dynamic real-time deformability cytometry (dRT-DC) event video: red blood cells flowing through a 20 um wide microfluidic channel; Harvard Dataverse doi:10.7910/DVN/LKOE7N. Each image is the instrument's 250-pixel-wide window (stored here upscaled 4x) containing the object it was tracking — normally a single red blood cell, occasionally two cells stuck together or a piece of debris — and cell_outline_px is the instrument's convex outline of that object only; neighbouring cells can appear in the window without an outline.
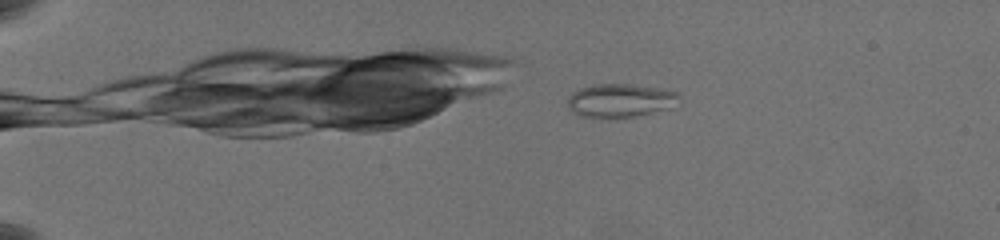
{"species": "common noctule bat (a hibernating species)", "species_latin": "Nyctalus noctula", "temperature_condition": "warm", "stored_images_in_passage": 59, "camera_frame_rate_fps": 3000, "um_per_image_px": 0.085, "animal": {"sex": "female", "body_mass_g": 19.5, "forearm_length_mm": 54.1}, "frame": {"image": 1, "passage_image": 11, "time_ms": 3.333, "image_size_px": [1000, 240], "cell_outline_px": [[680, 96], [668, 108], [636, 116], [608, 120], [580, 116], [568, 108], [568, 100], [572, 92], [580, 88], [596, 84], [628, 84], [656, 88], [676, 92]], "centroid_in_image_um": [52.63, 8.57], "position_along_channel_um": 32.4, "area_um2": 21.73}}
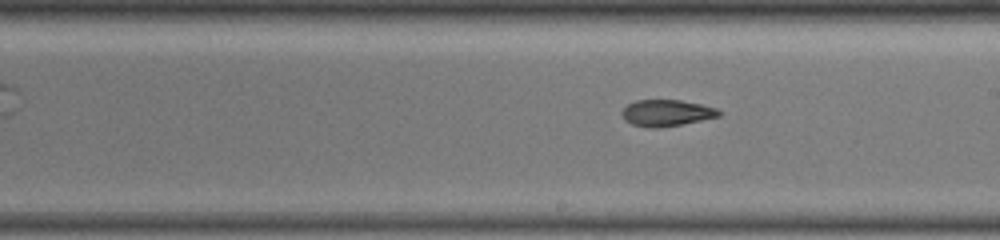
{"frame": {"image": 2, "passage_image": 36, "time_ms": 11.667, "image_size_px": [1000, 240], "cell_outline_px": [[720, 116], [680, 124], [656, 128], [652, 128], [632, 124], [624, 120], [624, 108], [628, 104], [636, 100], [680, 100], [700, 104], [716, 108], [720, 112]], "centroid_in_image_um": [56.65, 9.59], "position_along_channel_um": 232.3, "area_um2": 14.57}}
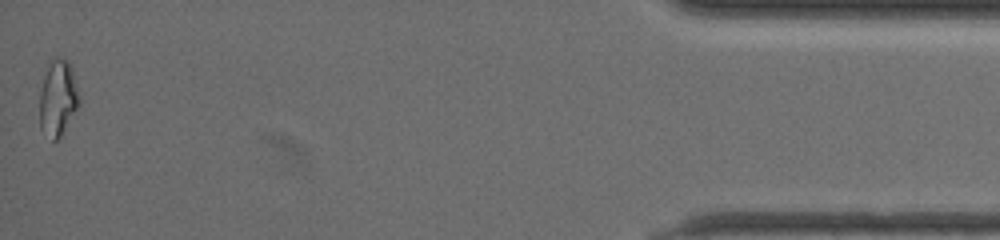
{"frame": {"image": 3, "passage_image": 59, "time_ms": 19.333, "image_size_px": [1000, 240], "cell_outline_px": [[80, 104], [60, 136], [56, 140], [52, 140], [40, 128], [40, 92], [44, 76], [52, 60], [56, 56], [68, 60], [72, 68], [80, 96]], "centroid_in_image_um": [4.94, 8.32], "position_along_channel_um": 430.3, "area_um2": 17.34}, "authors_computed_cell_mechanics": {"area_um2": 15.895, "velocity_mm_per_s": 3.5564, "shape_relaxation_time_tau1_ms": null, "shape_relaxation_time_tau2_ms": 2.012, "deformation_change_tau1": null, "deformation_change_tau2": 0.08}}